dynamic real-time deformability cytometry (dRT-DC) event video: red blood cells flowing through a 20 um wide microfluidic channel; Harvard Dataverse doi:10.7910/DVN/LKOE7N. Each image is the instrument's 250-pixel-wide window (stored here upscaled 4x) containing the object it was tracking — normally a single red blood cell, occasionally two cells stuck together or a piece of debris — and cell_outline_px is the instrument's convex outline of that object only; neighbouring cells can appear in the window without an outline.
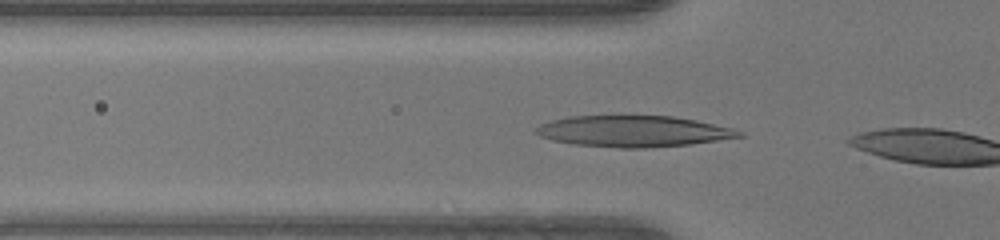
{"species": "human", "species_latin": "Homo sapiens", "temperature_condition": "warm", "stored_images_in_passage": 3, "camera_frame_rate_fps": 3000, "um_per_image_px": 0.085, "donor": {"sex": "female"}, "frame": {"image": 1, "passage_image": 2, "time_ms": 0.333, "image_size_px": [1000, 240], "cell_outline_px": [[744, 136], [692, 144], [644, 148], [620, 148], [572, 144], [552, 140], [540, 136], [532, 132], [532, 128], [540, 124], [552, 120], [568, 116], [672, 116], [696, 120], [732, 128], [744, 132]], "centroid_in_image_um": [53.79, 11.16], "position_along_channel_um": 72.0, "area_um2": 37.11}}